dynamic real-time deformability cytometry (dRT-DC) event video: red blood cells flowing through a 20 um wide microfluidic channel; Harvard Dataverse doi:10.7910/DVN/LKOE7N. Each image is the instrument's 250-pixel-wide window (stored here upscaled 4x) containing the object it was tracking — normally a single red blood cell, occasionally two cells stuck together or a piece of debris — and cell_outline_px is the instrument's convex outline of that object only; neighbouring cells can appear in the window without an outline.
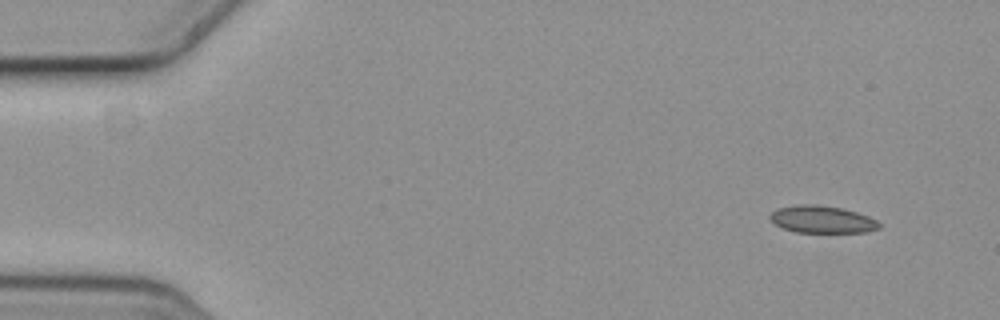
{"species": "common noctule bat (a hibernating species)", "species_latin": "Nyctalus noctula", "temperature_condition": "cold", "stored_images_in_passage": 4, "camera_frame_rate_fps": 3000, "um_per_image_px": 0.085, "animal": {"sex": "female", "body_mass_g": 19.3, "forearm_length_mm": 54.1}, "frame": {"image": 1, "passage_image": 1, "time_ms": 0.0, "image_size_px": [1000, 320], "cell_outline_px": [[880, 228], [868, 232], [796, 232], [784, 228], [776, 224], [768, 216], [776, 208], [800, 204], [816, 204], [840, 208], [856, 212], [868, 216], [876, 220], [880, 224]], "centroid_in_image_um": [69.88, 18.64], "position_along_channel_um": 15.1, "area_um2": 17.22}}